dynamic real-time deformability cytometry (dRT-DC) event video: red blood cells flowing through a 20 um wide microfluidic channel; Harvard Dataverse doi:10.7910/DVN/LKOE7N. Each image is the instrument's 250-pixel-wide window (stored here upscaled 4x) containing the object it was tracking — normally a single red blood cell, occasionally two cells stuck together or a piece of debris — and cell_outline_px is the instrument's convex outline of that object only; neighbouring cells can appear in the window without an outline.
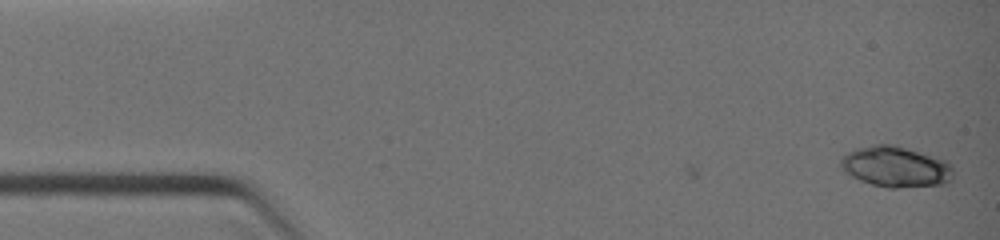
{"species": "common noctule bat (a hibernating species)", "species_latin": "Nyctalus noctula", "temperature_condition": "warm", "stored_images_in_passage": 3, "camera_frame_rate_fps": 3000, "um_per_image_px": 0.085, "animal": {"sex": "female", "body_mass_g": 19.0, "forearm_length_mm": 51.5}, "frame": {"image": 1, "passage_image": 3, "time_ms": 0.667, "image_size_px": [1000, 240], "cell_outline_px": [[952, 180], [948, 184], [896, 188], [888, 188], [872, 184], [860, 180], [844, 172], [840, 168], [840, 160], [848, 152], [856, 148], [872, 144], [892, 144], [944, 160], [952, 168]], "centroid_in_image_um": [76.1, 14.19], "position_along_channel_um": 8.9, "area_um2": 26.59}}